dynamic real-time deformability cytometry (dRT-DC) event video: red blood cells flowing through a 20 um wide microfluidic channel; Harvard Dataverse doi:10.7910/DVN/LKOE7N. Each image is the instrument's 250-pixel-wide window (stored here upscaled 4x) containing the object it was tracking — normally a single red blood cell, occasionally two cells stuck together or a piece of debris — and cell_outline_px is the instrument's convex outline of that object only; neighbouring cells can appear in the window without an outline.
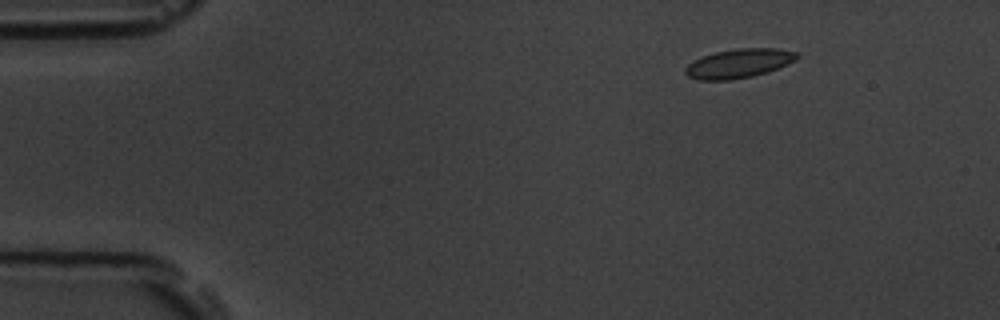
{"species": "common noctule bat (a hibernating species)", "species_latin": "Nyctalus noctula", "temperature_condition": "room temperature", "stored_images_in_passage": 6, "camera_frame_rate_fps": 3000, "um_per_image_px": 0.085, "animal": {"sex": "male", "body_mass_g": 19.5, "forearm_length_mm": 54.6}, "frame": {"image": 1, "passage_image": 3, "time_ms": 2.333, "image_size_px": [1000, 320], "cell_outline_px": [[800, 56], [796, 60], [768, 72], [752, 76], [732, 80], [700, 80], [688, 76], [684, 72], [684, 68], [692, 60], [700, 56], [716, 52], [736, 48], [776, 48], [796, 52]], "centroid_in_image_um": [62.77, 5.39], "position_along_channel_um": 22.2, "area_um2": 19.07}}
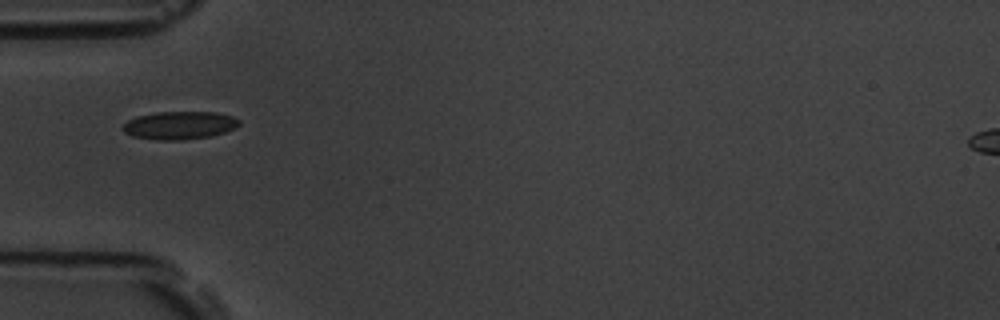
{"frame": {"image": 2, "passage_image": 6, "time_ms": 6.0, "image_size_px": [1000, 320], "cell_outline_px": [[240, 124], [224, 132], [212, 136], [184, 140], [156, 140], [132, 136], [124, 132], [124, 124], [128, 120], [136, 116], [156, 112], [216, 112], [232, 116], [240, 120]], "centroid_in_image_um": [15.25, 10.65], "position_along_channel_um": 69.7, "area_um2": 18.96}}